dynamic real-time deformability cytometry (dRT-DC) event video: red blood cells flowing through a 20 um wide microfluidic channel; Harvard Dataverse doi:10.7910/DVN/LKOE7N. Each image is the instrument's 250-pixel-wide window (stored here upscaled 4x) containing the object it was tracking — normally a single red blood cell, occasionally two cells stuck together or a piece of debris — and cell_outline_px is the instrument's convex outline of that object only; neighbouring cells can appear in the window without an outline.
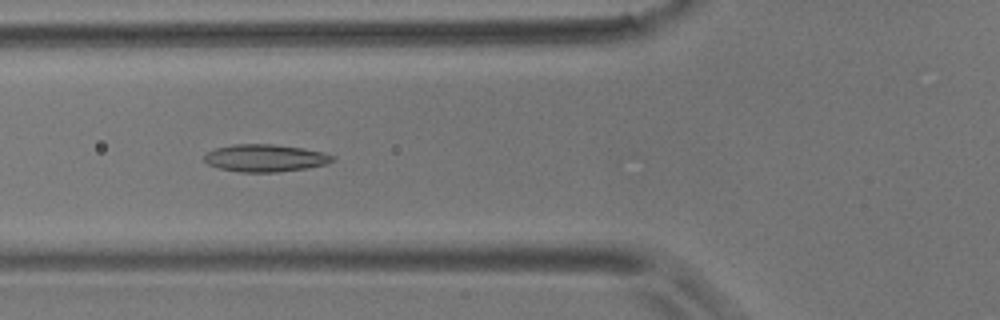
{"species": "common noctule bat (a hibernating species)", "species_latin": "Nyctalus noctula", "temperature_condition": "room temperature", "stored_images_in_passage": 42, "camera_frame_rate_fps": 3000, "um_per_image_px": 0.085, "animal": {"sex": "male", "body_mass_g": 17.9}, "frame": {"image": 1, "passage_image": 8, "time_ms": 2.333, "image_size_px": [1000, 320], "cell_outline_px": [[336, 160], [324, 164], [304, 168], [276, 172], [240, 172], [216, 168], [208, 164], [204, 160], [204, 156], [208, 152], [216, 148], [232, 144], [272, 144], [304, 148], [324, 152], [336, 156]], "centroid_in_image_um": [22.54, 13.43], "position_along_channel_um": 103.3, "area_um2": 20.52}}
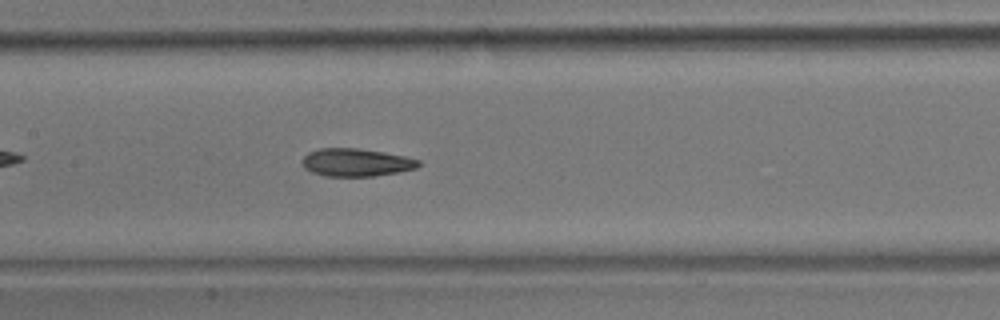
{"frame": {"image": 2, "passage_image": 14, "time_ms": 4.333, "image_size_px": [1000, 320], "cell_outline_px": [[420, 164], [416, 168], [396, 172], [372, 176], [324, 176], [312, 172], [304, 168], [304, 156], [308, 152], [320, 148], [356, 148], [404, 156], [420, 160]], "centroid_in_image_um": [30.25, 13.81], "position_along_channel_um": 177.2, "area_um2": 18.55}}
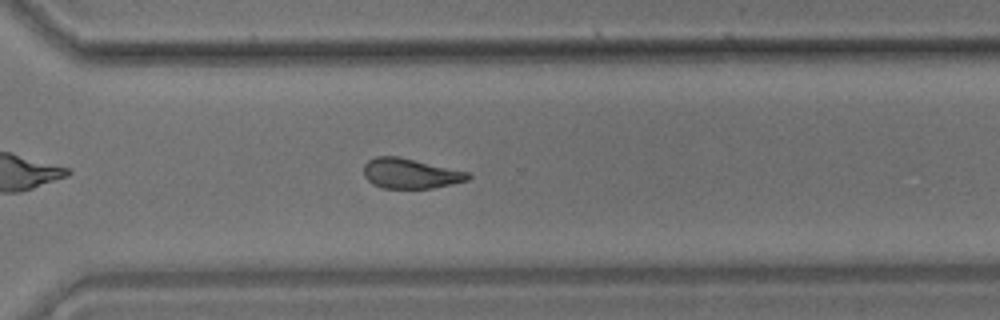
{"frame": {"image": 3, "passage_image": 27, "time_ms": 8.667, "image_size_px": [1000, 320], "cell_outline_px": [[472, 176], [468, 180], [452, 184], [432, 188], [380, 188], [372, 184], [364, 176], [364, 164], [368, 160], [376, 156], [400, 156], [468, 172]], "centroid_in_image_um": [34.86, 14.74], "position_along_channel_um": 335.7, "area_um2": 18.38}, "authors_computed_cell_mechanics": {"area_um2": 19.1318, "velocity_mm_per_s": 3.6703, "shape_relaxation_time_tau1_ms": null, "shape_relaxation_time_tau2_ms": 3.4795, "deformation_change_tau1": null, "deformation_change_tau2": 0.1109}}